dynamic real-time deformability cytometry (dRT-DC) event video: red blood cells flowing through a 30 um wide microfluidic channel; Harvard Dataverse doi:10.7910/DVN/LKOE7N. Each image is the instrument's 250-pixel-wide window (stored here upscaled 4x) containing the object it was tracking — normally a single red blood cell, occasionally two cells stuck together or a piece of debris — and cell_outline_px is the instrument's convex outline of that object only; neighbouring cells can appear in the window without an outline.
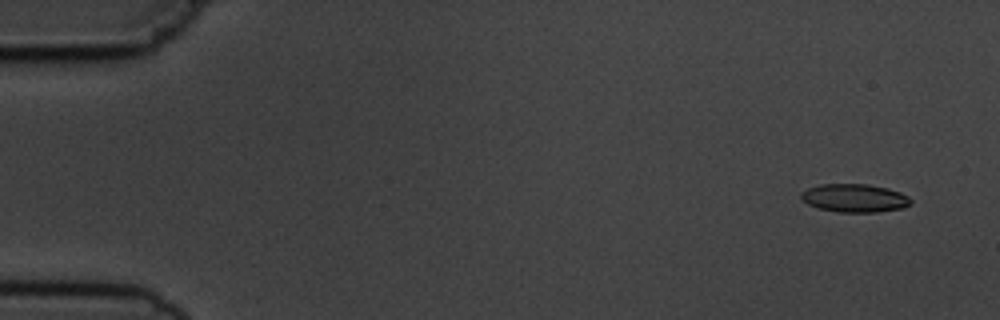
{"species": "common noctule bat (a hibernating species)", "species_latin": "Nyctalus noctula", "temperature_condition": "cold", "stored_images_in_passage": 6, "camera_frame_rate_fps": 3000, "um_per_image_px": 0.085, "animal": {"sex": "male", "body_mass_g": 19.5, "forearm_length_mm": 54.6}, "frame": {"image": 1, "passage_image": 1, "time_ms": 0.0, "image_size_px": [1000, 320], "cell_outline_px": [[912, 204], [904, 208], [876, 212], [836, 212], [816, 208], [808, 204], [800, 196], [800, 192], [808, 188], [820, 184], [868, 184], [888, 188], [900, 192], [908, 196], [912, 200]], "centroid_in_image_um": [72.65, 16.84], "position_along_channel_um": 12.4, "area_um2": 18.26}}
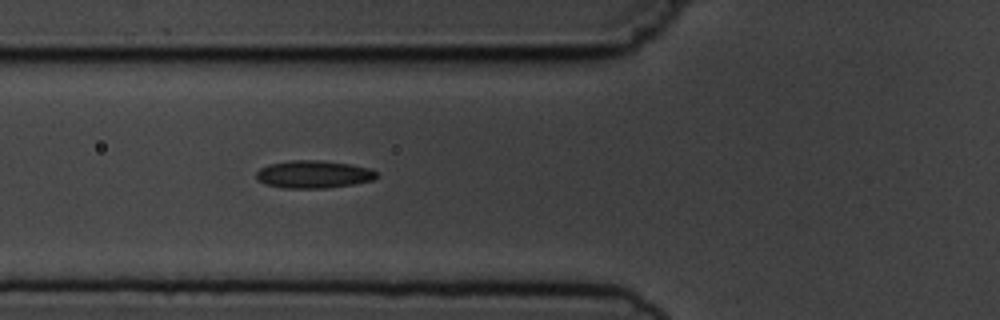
{"frame": {"image": 2, "passage_image": 6, "time_ms": 5.667, "image_size_px": [1000, 320], "cell_outline_px": [[376, 176], [372, 180], [352, 184], [324, 188], [284, 188], [264, 184], [256, 176], [256, 172], [260, 168], [268, 164], [288, 160], [324, 160], [352, 164], [368, 168], [376, 172]], "centroid_in_image_um": [26.61, 14.8], "position_along_channel_um": 99.2, "area_um2": 19.36}}